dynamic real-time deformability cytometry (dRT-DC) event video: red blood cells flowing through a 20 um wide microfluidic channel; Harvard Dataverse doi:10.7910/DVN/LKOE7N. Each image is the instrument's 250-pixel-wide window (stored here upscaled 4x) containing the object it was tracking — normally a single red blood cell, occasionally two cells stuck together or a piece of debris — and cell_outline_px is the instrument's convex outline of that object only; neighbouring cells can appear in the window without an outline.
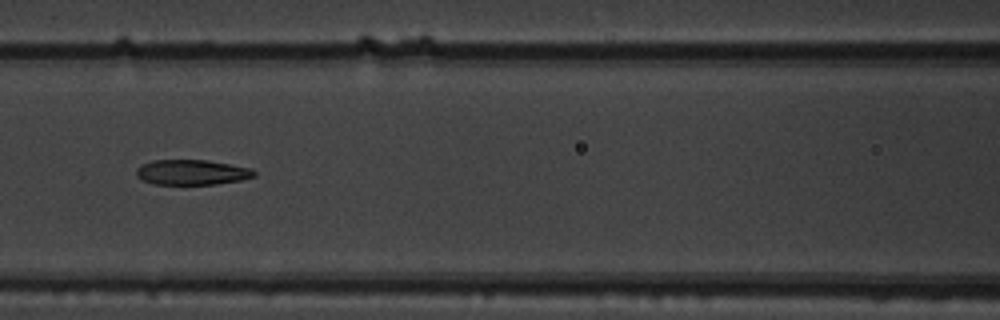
{"species": "common noctule bat (a hibernating species)", "species_latin": "Nyctalus noctula", "temperature_condition": "warm", "stored_images_in_passage": 7, "camera_frame_rate_fps": 3000, "um_per_image_px": 0.085, "animal": {"sex": "male", "body_mass_g": 19.5, "forearm_length_mm": 54.6}, "frame": {"image": 1, "passage_image": 6, "time_ms": 1.667, "image_size_px": [1000, 320], "cell_outline_px": [[256, 176], [240, 180], [216, 184], [152, 184], [136, 176], [136, 168], [140, 164], [152, 160], [208, 160], [252, 168], [256, 172]], "centroid_in_image_um": [16.3, 14.64], "position_along_channel_um": 150.3, "area_um2": 17.4}}
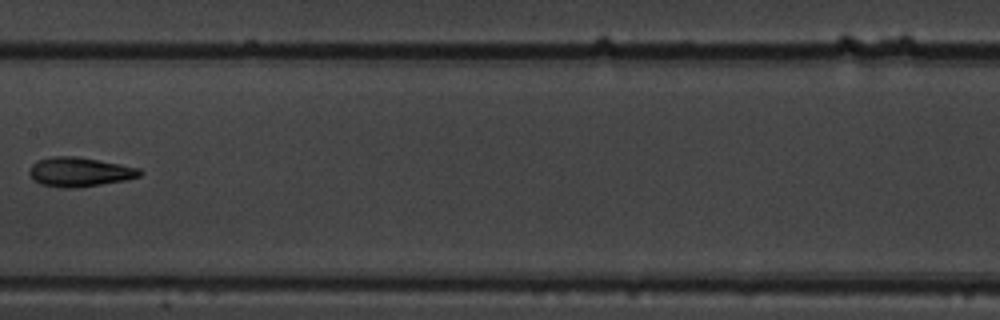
{"frame": {"image": 2, "passage_image": 7, "time_ms": 2.0, "image_size_px": [1000, 320], "cell_outline_px": [[144, 172], [140, 176], [128, 180], [76, 188], [64, 188], [40, 184], [32, 180], [28, 172], [32, 164], [36, 160], [52, 156], [80, 156], [140, 168]], "centroid_in_image_um": [6.76, 14.61], "position_along_channel_um": 200.6, "area_um2": 19.25}}